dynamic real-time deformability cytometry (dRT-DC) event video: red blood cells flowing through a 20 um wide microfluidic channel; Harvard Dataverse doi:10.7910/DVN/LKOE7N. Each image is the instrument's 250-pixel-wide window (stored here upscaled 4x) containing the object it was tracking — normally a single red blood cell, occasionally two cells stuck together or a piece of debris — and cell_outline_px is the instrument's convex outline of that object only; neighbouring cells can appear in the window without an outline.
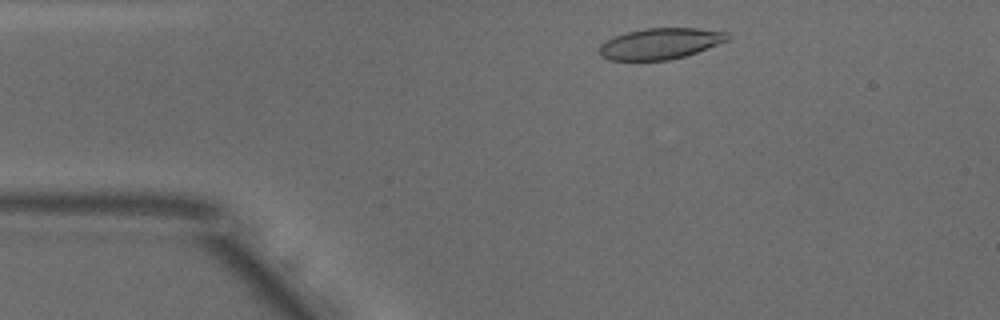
{"species": "common noctule bat (a hibernating species)", "species_latin": "Nyctalus noctula", "temperature_condition": "warm", "stored_images_in_passage": 35, "camera_frame_rate_fps": 3000, "um_per_image_px": 0.085, "animal": {"sex": "male", "body_mass_g": 18.8}, "frame": {"image": 1, "passage_image": 4, "time_ms": 1.0, "image_size_px": [1000, 320], "cell_outline_px": [[728, 40], [708, 48], [684, 56], [668, 60], [608, 60], [600, 56], [600, 44], [616, 36], [628, 32], [644, 28], [696, 28], [728, 32]], "centroid_in_image_um": [56.12, 3.71], "position_along_channel_um": 28.9, "area_um2": 22.95}}
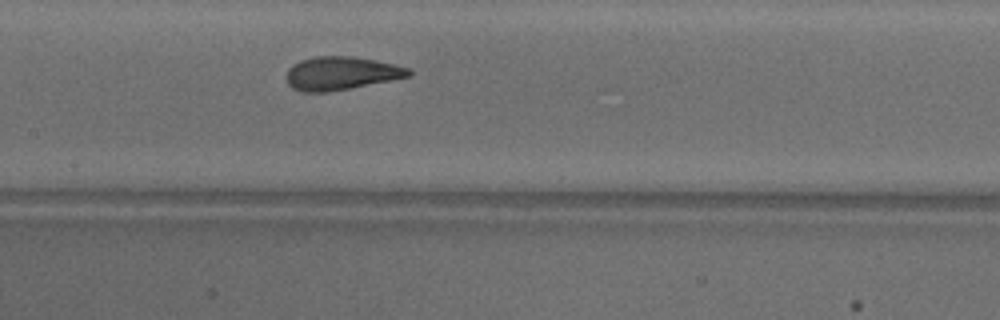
{"frame": {"image": 2, "passage_image": 19, "time_ms": 6.0, "image_size_px": [1000, 320], "cell_outline_px": [[412, 76], [392, 80], [328, 92], [304, 92], [292, 88], [288, 84], [288, 68], [292, 64], [300, 60], [316, 56], [352, 56], [392, 64], [408, 68], [412, 72]], "centroid_in_image_um": [28.98, 6.23], "position_along_channel_um": 178.4, "area_um2": 23.52}}
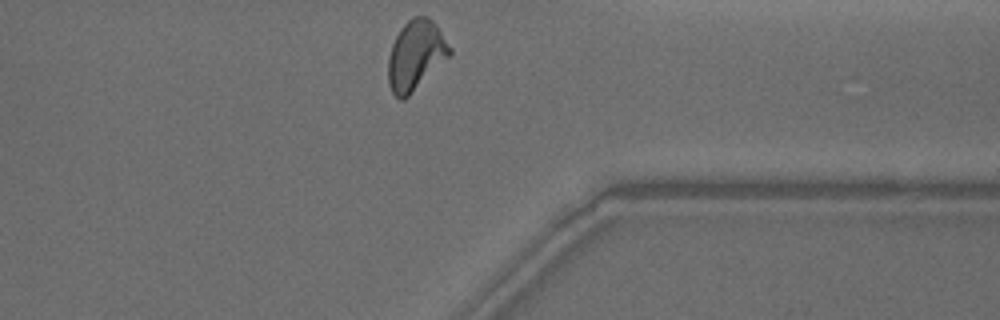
{"frame": {"image": 3, "passage_image": 35, "time_ms": 11.333, "image_size_px": [1000, 320], "cell_outline_px": [[452, 52], [404, 100], [400, 100], [392, 92], [388, 84], [388, 56], [392, 44], [400, 28], [412, 16], [428, 16], [436, 24], [452, 48]], "centroid_in_image_um": [35.31, 4.67], "position_along_channel_um": 376.1, "area_um2": 24.74}, "authors_computed_cell_mechanics": {"area_um2": 23.8136, "velocity_mm_per_s": 3.8554, "shape_relaxation_time_tau1_ms": 3.6896, "shape_relaxation_time_tau2_ms": 0.8499, "deformation_change_tau1": 0.1643, "deformation_change_tau2": 0.0823}}